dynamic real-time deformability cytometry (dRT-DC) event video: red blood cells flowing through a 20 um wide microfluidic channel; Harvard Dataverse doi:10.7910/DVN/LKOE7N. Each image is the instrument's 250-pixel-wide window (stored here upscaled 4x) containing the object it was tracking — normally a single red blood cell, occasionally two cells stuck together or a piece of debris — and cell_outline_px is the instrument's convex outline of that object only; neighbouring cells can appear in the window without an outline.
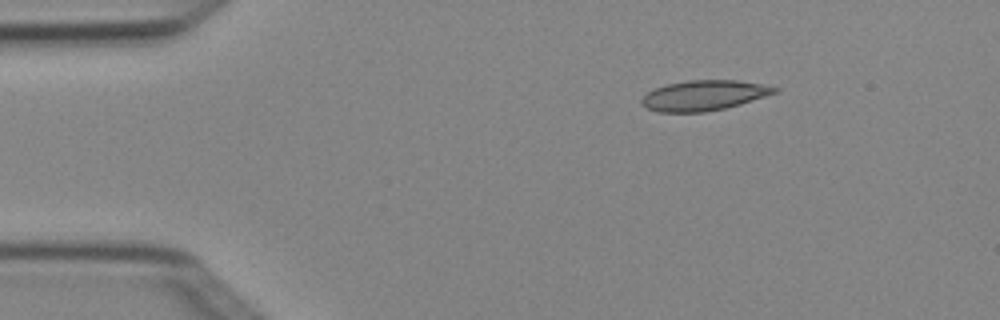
{"species": "Egyptian fruit bat (a non-hibernating species)", "species_latin": "Rousettus aegyptiacus", "temperature_condition": "cold", "stored_images_in_passage": 4, "camera_frame_rate_fps": 3000, "um_per_image_px": 0.085, "animal": {"sex": "female"}, "frame": {"image": 1, "passage_image": 2, "time_ms": 0.333, "image_size_px": [1000, 320], "cell_outline_px": [[780, 88], [776, 92], [740, 104], [724, 108], [704, 112], [656, 112], [640, 104], [640, 100], [648, 92], [664, 84], [688, 80], [740, 80]], "centroid_in_image_um": [59.78, 8.1], "position_along_channel_um": 25.2, "area_um2": 23.29}}
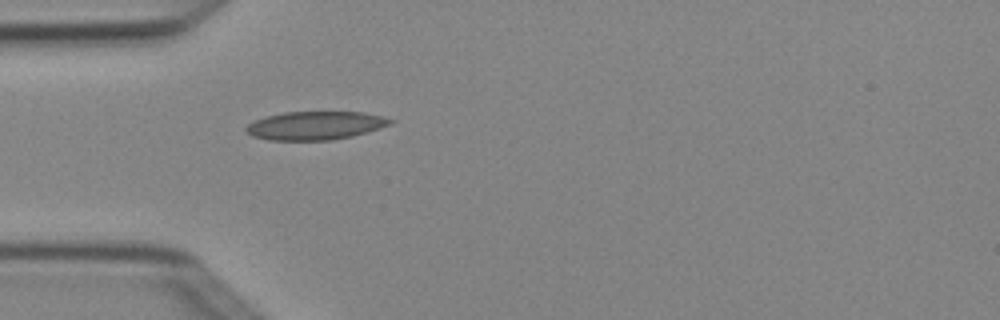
{"frame": {"image": 2, "passage_image": 4, "time_ms": 1.0, "image_size_px": [1000, 320], "cell_outline_px": [[396, 120], [392, 124], [380, 128], [352, 136], [332, 140], [268, 140], [252, 136], [244, 128], [248, 124], [264, 116], [284, 112], [364, 112], [384, 116]], "centroid_in_image_um": [26.83, 10.66], "position_along_channel_um": 58.2, "area_um2": 23.99}}